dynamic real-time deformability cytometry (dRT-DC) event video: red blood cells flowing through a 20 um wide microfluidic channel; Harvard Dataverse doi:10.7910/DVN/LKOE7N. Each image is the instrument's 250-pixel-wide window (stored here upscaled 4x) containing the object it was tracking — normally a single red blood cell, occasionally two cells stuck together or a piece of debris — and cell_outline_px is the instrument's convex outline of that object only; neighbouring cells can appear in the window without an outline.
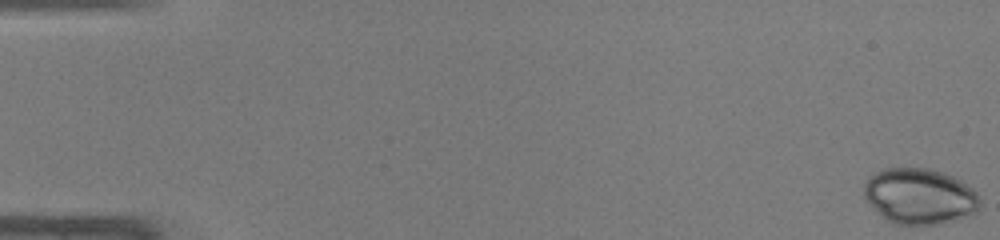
{"species": "common noctule bat (a hibernating species)", "species_latin": "Nyctalus noctula", "temperature_condition": "warm", "stored_images_in_passage": 48, "camera_frame_rate_fps": 3000, "um_per_image_px": 0.085, "animal": {"sex": "male", "body_mass_g": 19.0, "forearm_length_mm": 50.8}, "frame": {"image": 1, "passage_image": 1, "time_ms": 0.0, "image_size_px": [1000, 240], "cell_outline_px": [[980, 208], [976, 212], [936, 224], [896, 224], [880, 216], [864, 196], [864, 184], [868, 176], [884, 168], [928, 168], [944, 172], [960, 180], [972, 188], [980, 196]], "centroid_in_image_um": [78.15, 16.65], "position_along_channel_um": 6.8, "area_um2": 37.51}}
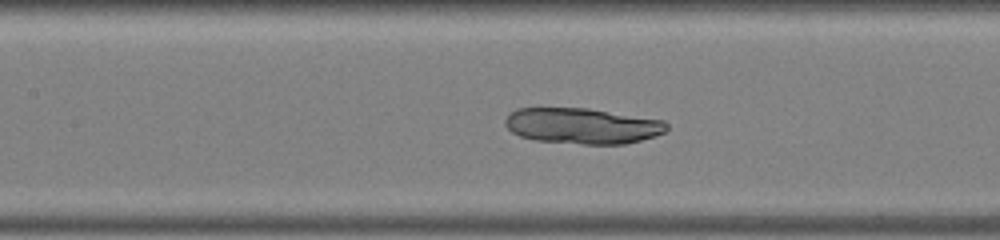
{"frame": {"image": 2, "passage_image": 23, "time_ms": 7.333, "image_size_px": [1000, 240], "cell_outline_px": [[668, 128], [664, 132], [656, 136], [624, 144], [584, 144], [536, 140], [520, 136], [512, 132], [504, 124], [504, 120], [516, 108], [588, 108], [664, 120], [668, 124]], "centroid_in_image_um": [49.51, 10.69], "position_along_channel_um": 157.9, "area_um2": 33.64}}
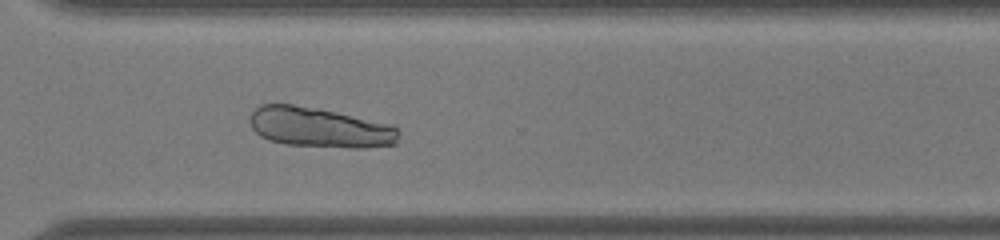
{"frame": {"image": 3, "passage_image": 36, "time_ms": 11.667, "image_size_px": [1000, 240], "cell_outline_px": [[396, 144], [364, 148], [348, 148], [284, 144], [268, 140], [260, 136], [252, 128], [252, 112], [260, 104], [292, 104], [320, 108], [396, 124]], "centroid_in_image_um": [27.21, 10.83], "position_along_channel_um": 343.4, "area_um2": 34.97}}